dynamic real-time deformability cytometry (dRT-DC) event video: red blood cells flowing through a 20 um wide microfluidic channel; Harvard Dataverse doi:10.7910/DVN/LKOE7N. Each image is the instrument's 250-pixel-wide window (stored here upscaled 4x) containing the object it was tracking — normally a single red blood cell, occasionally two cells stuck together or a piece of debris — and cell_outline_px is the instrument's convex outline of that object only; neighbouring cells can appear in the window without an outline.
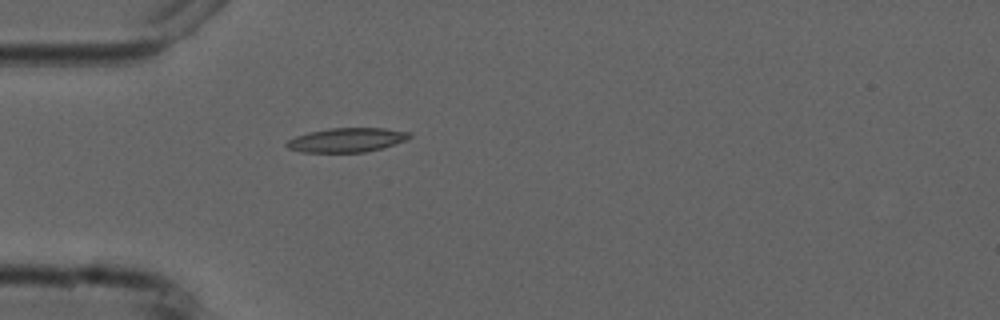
{"species": "common noctule bat (a hibernating species)", "species_latin": "Nyctalus noctula", "temperature_condition": "cold", "stored_images_in_passage": 1, "camera_frame_rate_fps": 3000, "um_per_image_px": 0.085, "animal": {"sex": "male", "forearm_length_mm": 52.5}, "frame": {"image": 1, "passage_image": 1, "time_ms": 0.0, "image_size_px": [1000, 320], "cell_outline_px": [[412, 136], [408, 140], [380, 148], [364, 152], [300, 152], [288, 148], [284, 144], [288, 140], [296, 136], [308, 132], [328, 128], [384, 128], [412, 132]], "centroid_in_image_um": [29.48, 11.89], "position_along_channel_um": 55.5, "area_um2": 17.4}}